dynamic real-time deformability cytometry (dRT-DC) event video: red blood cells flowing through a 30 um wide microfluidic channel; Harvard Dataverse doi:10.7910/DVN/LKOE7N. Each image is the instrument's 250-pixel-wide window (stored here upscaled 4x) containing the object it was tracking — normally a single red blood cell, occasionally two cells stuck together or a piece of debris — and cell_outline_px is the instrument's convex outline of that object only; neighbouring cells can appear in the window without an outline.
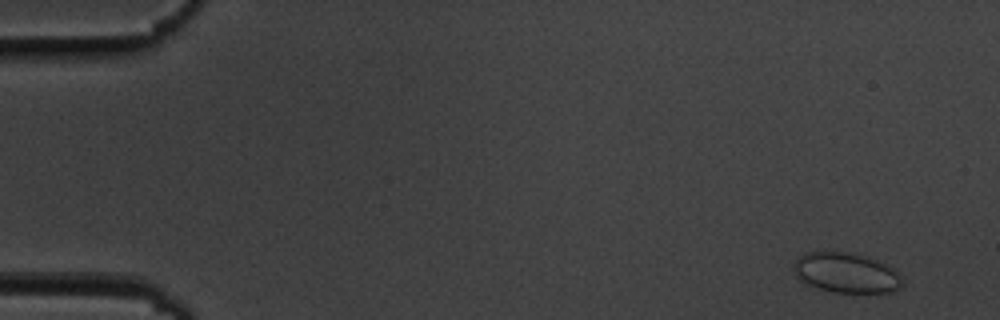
{"species": "common noctule bat (a hibernating species)", "species_latin": "Nyctalus noctula", "temperature_condition": "cold", "stored_images_in_passage": 54, "camera_frame_rate_fps": 3000, "um_per_image_px": 0.085, "animal": {"sex": "male", "body_mass_g": 19.5, "forearm_length_mm": 54.6}, "frame": {"image": 1, "passage_image": 1, "time_ms": 0.0, "image_size_px": [1000, 320], "cell_outline_px": [[904, 284], [900, 288], [892, 292], [832, 292], [804, 284], [796, 276], [792, 264], [804, 252], [848, 252], [864, 256], [876, 260], [900, 272]], "centroid_in_image_um": [71.92, 23.2], "position_along_channel_um": 13.1, "area_um2": 25.49}}
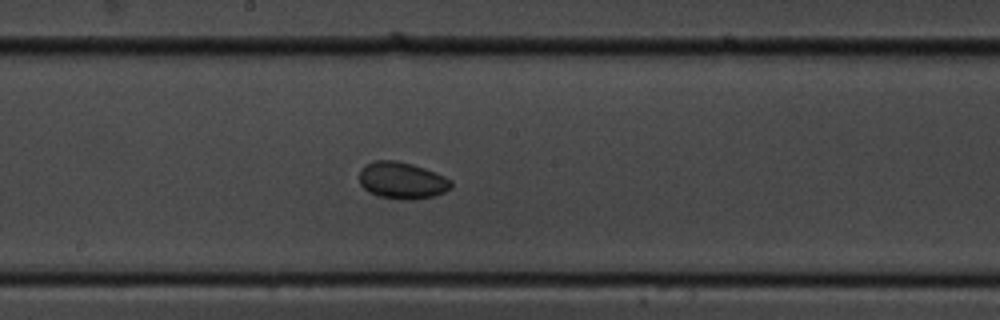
{"frame": {"image": 2, "passage_image": 28, "time_ms": 9.0, "image_size_px": [1000, 320], "cell_outline_px": [[452, 188], [444, 192], [432, 196], [412, 200], [408, 200], [380, 196], [368, 192], [360, 184], [360, 168], [364, 164], [376, 160], [396, 160], [412, 164], [424, 168], [444, 176], [452, 180]], "centroid_in_image_um": [34.16, 15.33], "position_along_channel_um": 214.0, "area_um2": 19.71}}
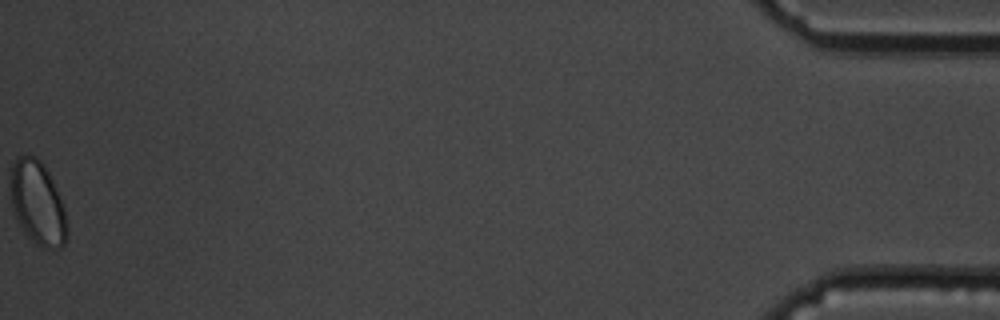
{"frame": {"image": 3, "passage_image": 54, "time_ms": 17.667, "image_size_px": [1000, 320], "cell_outline_px": [[68, 232], [64, 244], [60, 248], [40, 248], [24, 232], [12, 208], [12, 168], [16, 156], [36, 156], [44, 164], [52, 180], [64, 208], [68, 228]], "centroid_in_image_um": [3.23, 17.29], "position_along_channel_um": 432.0, "area_um2": 27.11}, "authors_computed_cell_mechanics": {"area_um2": 19.8254, "velocity_mm_per_s": 3.5971, "shape_relaxation_time_tau1_ms": 1.7758, "shape_relaxation_time_tau2_ms": null, "deformation_change_tau1": 0.035, "deformation_change_tau2": null}}